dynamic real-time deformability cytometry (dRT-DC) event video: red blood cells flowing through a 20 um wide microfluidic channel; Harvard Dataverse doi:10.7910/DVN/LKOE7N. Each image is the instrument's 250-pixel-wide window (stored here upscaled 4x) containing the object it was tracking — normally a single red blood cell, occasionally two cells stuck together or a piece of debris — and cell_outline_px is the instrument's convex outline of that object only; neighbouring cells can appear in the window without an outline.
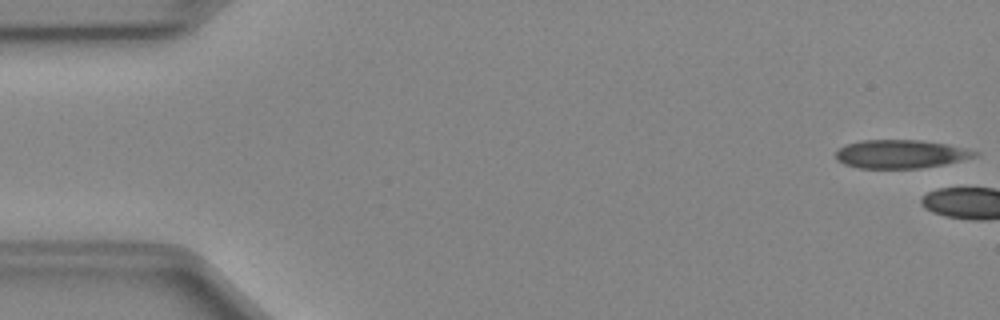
{"species": "Egyptian fruit bat (a non-hibernating species)", "species_latin": "Rousettus aegyptiacus", "temperature_condition": "cold", "stored_images_in_passage": 4, "camera_frame_rate_fps": 3000, "um_per_image_px": 0.085, "animal": {"sex": "female"}, "frame": {"image": 1, "passage_image": 1, "time_ms": 0.0, "image_size_px": [1000, 320], "cell_outline_px": [[980, 152], [976, 156], [944, 164], [920, 168], [860, 168], [844, 164], [836, 160], [836, 152], [844, 144], [860, 140], [920, 140], [948, 144]], "centroid_in_image_um": [76.52, 13.08], "position_along_channel_um": 8.5, "area_um2": 23.0}}